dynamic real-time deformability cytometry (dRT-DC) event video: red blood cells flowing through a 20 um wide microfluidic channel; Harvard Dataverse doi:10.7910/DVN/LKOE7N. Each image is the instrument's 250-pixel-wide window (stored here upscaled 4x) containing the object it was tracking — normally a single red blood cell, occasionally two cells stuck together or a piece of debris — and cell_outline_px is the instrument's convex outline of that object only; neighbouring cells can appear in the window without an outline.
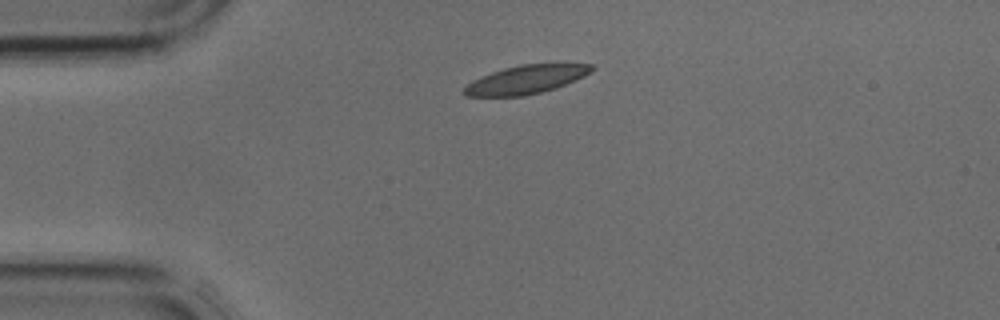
{"species": "common noctule bat (a hibernating species)", "species_latin": "Nyctalus noctula", "temperature_condition": "cold", "stored_images_in_passage": 2, "camera_frame_rate_fps": 3000, "um_per_image_px": 0.085, "animal": {"sex": "male", "body_mass_g": 17.9, "forearm_length_mm": 54.2}, "frame": {"image": 1, "passage_image": 1, "time_ms": 0.0, "image_size_px": [1000, 320], "cell_outline_px": [[596, 68], [592, 72], [576, 80], [556, 88], [524, 96], [464, 96], [460, 92], [472, 80], [480, 76], [504, 68], [520, 64], [592, 64]], "centroid_in_image_um": [44.7, 6.76], "position_along_channel_um": 40.3, "area_um2": 21.27}}
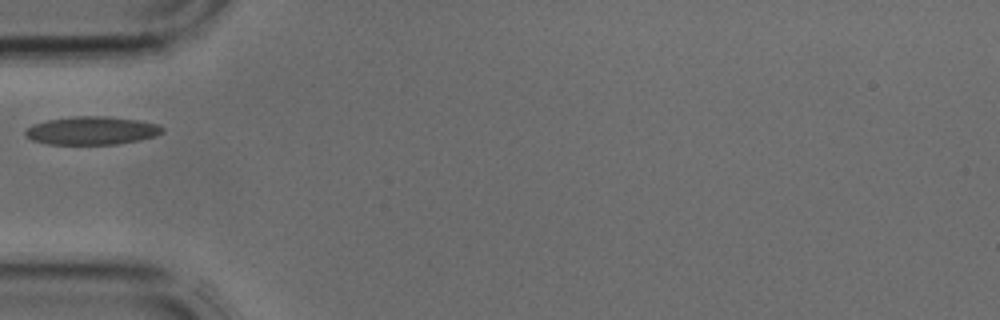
{"frame": {"image": 2, "passage_image": 2, "time_ms": 0.333, "image_size_px": [1000, 320], "cell_outline_px": [[164, 132], [156, 136], [140, 140], [116, 144], [48, 144], [32, 140], [24, 136], [24, 132], [32, 124], [48, 120], [72, 116], [108, 116], [140, 120], [160, 124], [164, 128]], "centroid_in_image_um": [7.83, 11.09], "position_along_channel_um": 77.2, "area_um2": 22.77}}